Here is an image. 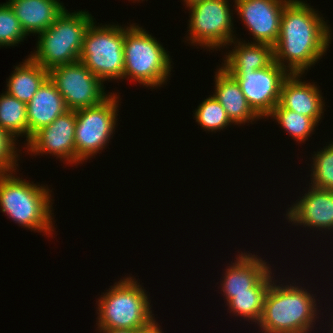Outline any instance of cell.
I'll use <instances>...</instances> for the list:
<instances>
[{
  "instance_id": "6da1fadb",
  "label": "cell",
  "mask_w": 333,
  "mask_h": 333,
  "mask_svg": "<svg viewBox=\"0 0 333 333\" xmlns=\"http://www.w3.org/2000/svg\"><path fill=\"white\" fill-rule=\"evenodd\" d=\"M323 19L304 1L290 0L285 5L273 47L275 62L289 74H304L326 53L332 33Z\"/></svg>"
},
{
  "instance_id": "7a4b0ae2",
  "label": "cell",
  "mask_w": 333,
  "mask_h": 333,
  "mask_svg": "<svg viewBox=\"0 0 333 333\" xmlns=\"http://www.w3.org/2000/svg\"><path fill=\"white\" fill-rule=\"evenodd\" d=\"M275 283L273 280L266 293L263 312L257 323L260 329L262 328V332L308 333L311 331L318 318L314 296L294 283L286 286L282 284L276 286Z\"/></svg>"
},
{
  "instance_id": "3957f363",
  "label": "cell",
  "mask_w": 333,
  "mask_h": 333,
  "mask_svg": "<svg viewBox=\"0 0 333 333\" xmlns=\"http://www.w3.org/2000/svg\"><path fill=\"white\" fill-rule=\"evenodd\" d=\"M39 186L12 172L0 173V208L20 226L52 235L51 190Z\"/></svg>"
},
{
  "instance_id": "277c9868",
  "label": "cell",
  "mask_w": 333,
  "mask_h": 333,
  "mask_svg": "<svg viewBox=\"0 0 333 333\" xmlns=\"http://www.w3.org/2000/svg\"><path fill=\"white\" fill-rule=\"evenodd\" d=\"M110 287L97 301L99 330L147 329L156 322L148 294L136 279L126 277Z\"/></svg>"
},
{
  "instance_id": "5b68a950",
  "label": "cell",
  "mask_w": 333,
  "mask_h": 333,
  "mask_svg": "<svg viewBox=\"0 0 333 333\" xmlns=\"http://www.w3.org/2000/svg\"><path fill=\"white\" fill-rule=\"evenodd\" d=\"M93 21L88 11L70 13L65 9L47 30L38 34L37 49L29 57L48 71L79 61L85 34Z\"/></svg>"
},
{
  "instance_id": "8992f818",
  "label": "cell",
  "mask_w": 333,
  "mask_h": 333,
  "mask_svg": "<svg viewBox=\"0 0 333 333\" xmlns=\"http://www.w3.org/2000/svg\"><path fill=\"white\" fill-rule=\"evenodd\" d=\"M124 74L146 87H160L171 72V59L168 52L139 25L124 27Z\"/></svg>"
},
{
  "instance_id": "52a82bcc",
  "label": "cell",
  "mask_w": 333,
  "mask_h": 333,
  "mask_svg": "<svg viewBox=\"0 0 333 333\" xmlns=\"http://www.w3.org/2000/svg\"><path fill=\"white\" fill-rule=\"evenodd\" d=\"M124 28L119 25L89 26L79 57L102 82L117 80L124 74Z\"/></svg>"
},
{
  "instance_id": "ba28073f",
  "label": "cell",
  "mask_w": 333,
  "mask_h": 333,
  "mask_svg": "<svg viewBox=\"0 0 333 333\" xmlns=\"http://www.w3.org/2000/svg\"><path fill=\"white\" fill-rule=\"evenodd\" d=\"M102 103L75 110V164L77 165L105 148L115 131L118 97L114 93Z\"/></svg>"
},
{
  "instance_id": "9c48e42d",
  "label": "cell",
  "mask_w": 333,
  "mask_h": 333,
  "mask_svg": "<svg viewBox=\"0 0 333 333\" xmlns=\"http://www.w3.org/2000/svg\"><path fill=\"white\" fill-rule=\"evenodd\" d=\"M228 0H204L190 6L189 37L192 44L216 49L235 39Z\"/></svg>"
},
{
  "instance_id": "30bf717a",
  "label": "cell",
  "mask_w": 333,
  "mask_h": 333,
  "mask_svg": "<svg viewBox=\"0 0 333 333\" xmlns=\"http://www.w3.org/2000/svg\"><path fill=\"white\" fill-rule=\"evenodd\" d=\"M48 77L64 98L68 110L96 106L110 96L105 93L103 82L81 61L52 68Z\"/></svg>"
},
{
  "instance_id": "8fae6325",
  "label": "cell",
  "mask_w": 333,
  "mask_h": 333,
  "mask_svg": "<svg viewBox=\"0 0 333 333\" xmlns=\"http://www.w3.org/2000/svg\"><path fill=\"white\" fill-rule=\"evenodd\" d=\"M227 73L236 79L248 104L260 118L269 117L279 103L282 84L289 76L275 61L255 71Z\"/></svg>"
},
{
  "instance_id": "7c38bea8",
  "label": "cell",
  "mask_w": 333,
  "mask_h": 333,
  "mask_svg": "<svg viewBox=\"0 0 333 333\" xmlns=\"http://www.w3.org/2000/svg\"><path fill=\"white\" fill-rule=\"evenodd\" d=\"M290 0H235L237 14L240 16L254 42L274 46L279 38L281 16Z\"/></svg>"
},
{
  "instance_id": "4fadbf2b",
  "label": "cell",
  "mask_w": 333,
  "mask_h": 333,
  "mask_svg": "<svg viewBox=\"0 0 333 333\" xmlns=\"http://www.w3.org/2000/svg\"><path fill=\"white\" fill-rule=\"evenodd\" d=\"M76 112L68 110L50 125L35 132L26 143L32 154H51L75 164Z\"/></svg>"
},
{
  "instance_id": "5bb4252c",
  "label": "cell",
  "mask_w": 333,
  "mask_h": 333,
  "mask_svg": "<svg viewBox=\"0 0 333 333\" xmlns=\"http://www.w3.org/2000/svg\"><path fill=\"white\" fill-rule=\"evenodd\" d=\"M310 187L297 203L291 205L286 219L297 226L329 231L333 229V191Z\"/></svg>"
},
{
  "instance_id": "9a60e30c",
  "label": "cell",
  "mask_w": 333,
  "mask_h": 333,
  "mask_svg": "<svg viewBox=\"0 0 333 333\" xmlns=\"http://www.w3.org/2000/svg\"><path fill=\"white\" fill-rule=\"evenodd\" d=\"M301 77V74H289L282 84L279 103L274 108H286L319 123L325 110L323 97L317 86L302 82Z\"/></svg>"
},
{
  "instance_id": "2e32d148",
  "label": "cell",
  "mask_w": 333,
  "mask_h": 333,
  "mask_svg": "<svg viewBox=\"0 0 333 333\" xmlns=\"http://www.w3.org/2000/svg\"><path fill=\"white\" fill-rule=\"evenodd\" d=\"M235 263L226 269L221 291L228 302L234 294L251 293L253 288L270 270L269 265L255 254H239Z\"/></svg>"
},
{
  "instance_id": "e0dca14e",
  "label": "cell",
  "mask_w": 333,
  "mask_h": 333,
  "mask_svg": "<svg viewBox=\"0 0 333 333\" xmlns=\"http://www.w3.org/2000/svg\"><path fill=\"white\" fill-rule=\"evenodd\" d=\"M28 117V141L39 129L50 125L68 111L64 98L49 77L26 105Z\"/></svg>"
},
{
  "instance_id": "ac0fdd59",
  "label": "cell",
  "mask_w": 333,
  "mask_h": 333,
  "mask_svg": "<svg viewBox=\"0 0 333 333\" xmlns=\"http://www.w3.org/2000/svg\"><path fill=\"white\" fill-rule=\"evenodd\" d=\"M60 0H9L6 3L13 10L26 33L39 34L47 30L65 10Z\"/></svg>"
},
{
  "instance_id": "d6986e66",
  "label": "cell",
  "mask_w": 333,
  "mask_h": 333,
  "mask_svg": "<svg viewBox=\"0 0 333 333\" xmlns=\"http://www.w3.org/2000/svg\"><path fill=\"white\" fill-rule=\"evenodd\" d=\"M214 97L220 102L232 123L241 125L260 117L253 111L234 77L219 67L215 75Z\"/></svg>"
},
{
  "instance_id": "ffe728a7",
  "label": "cell",
  "mask_w": 333,
  "mask_h": 333,
  "mask_svg": "<svg viewBox=\"0 0 333 333\" xmlns=\"http://www.w3.org/2000/svg\"><path fill=\"white\" fill-rule=\"evenodd\" d=\"M234 44L221 67L226 72H250L266 68L274 61V47L265 43L240 42L236 38L229 44ZM236 44V45H235Z\"/></svg>"
},
{
  "instance_id": "44dd1931",
  "label": "cell",
  "mask_w": 333,
  "mask_h": 333,
  "mask_svg": "<svg viewBox=\"0 0 333 333\" xmlns=\"http://www.w3.org/2000/svg\"><path fill=\"white\" fill-rule=\"evenodd\" d=\"M23 64L15 66V70L7 82L9 95L17 98L26 105L48 78V70L28 57Z\"/></svg>"
},
{
  "instance_id": "7402d4cb",
  "label": "cell",
  "mask_w": 333,
  "mask_h": 333,
  "mask_svg": "<svg viewBox=\"0 0 333 333\" xmlns=\"http://www.w3.org/2000/svg\"><path fill=\"white\" fill-rule=\"evenodd\" d=\"M270 270L253 288H251V293L234 294L227 302L228 310L230 308V313H234L235 316H242L243 318H248V321L258 323L264 306V300L266 293L272 283V278Z\"/></svg>"
},
{
  "instance_id": "603a6c76",
  "label": "cell",
  "mask_w": 333,
  "mask_h": 333,
  "mask_svg": "<svg viewBox=\"0 0 333 333\" xmlns=\"http://www.w3.org/2000/svg\"><path fill=\"white\" fill-rule=\"evenodd\" d=\"M0 128L14 140L24 135L28 142L26 104L6 92L0 95Z\"/></svg>"
},
{
  "instance_id": "cb8c5ba5",
  "label": "cell",
  "mask_w": 333,
  "mask_h": 333,
  "mask_svg": "<svg viewBox=\"0 0 333 333\" xmlns=\"http://www.w3.org/2000/svg\"><path fill=\"white\" fill-rule=\"evenodd\" d=\"M269 116L276 119L281 127L290 133L289 135L294 137V140L297 142L308 140V137L317 125L311 117L286 108H274Z\"/></svg>"
},
{
  "instance_id": "d4e9b609",
  "label": "cell",
  "mask_w": 333,
  "mask_h": 333,
  "mask_svg": "<svg viewBox=\"0 0 333 333\" xmlns=\"http://www.w3.org/2000/svg\"><path fill=\"white\" fill-rule=\"evenodd\" d=\"M194 114L196 122L203 129L211 132L223 130L232 123L223 106L213 95L203 100Z\"/></svg>"
},
{
  "instance_id": "484cf974",
  "label": "cell",
  "mask_w": 333,
  "mask_h": 333,
  "mask_svg": "<svg viewBox=\"0 0 333 333\" xmlns=\"http://www.w3.org/2000/svg\"><path fill=\"white\" fill-rule=\"evenodd\" d=\"M325 147L312 157L311 186L333 191V142Z\"/></svg>"
},
{
  "instance_id": "4316f807",
  "label": "cell",
  "mask_w": 333,
  "mask_h": 333,
  "mask_svg": "<svg viewBox=\"0 0 333 333\" xmlns=\"http://www.w3.org/2000/svg\"><path fill=\"white\" fill-rule=\"evenodd\" d=\"M26 36L10 6L7 3L0 4V47L15 46Z\"/></svg>"
},
{
  "instance_id": "83f0119b",
  "label": "cell",
  "mask_w": 333,
  "mask_h": 333,
  "mask_svg": "<svg viewBox=\"0 0 333 333\" xmlns=\"http://www.w3.org/2000/svg\"><path fill=\"white\" fill-rule=\"evenodd\" d=\"M15 141L0 128V173L16 172L18 153ZM15 168V169H14Z\"/></svg>"
},
{
  "instance_id": "f1b7e54d",
  "label": "cell",
  "mask_w": 333,
  "mask_h": 333,
  "mask_svg": "<svg viewBox=\"0 0 333 333\" xmlns=\"http://www.w3.org/2000/svg\"><path fill=\"white\" fill-rule=\"evenodd\" d=\"M144 329H109V330H99L103 333H139V331Z\"/></svg>"
},
{
  "instance_id": "f546056e",
  "label": "cell",
  "mask_w": 333,
  "mask_h": 333,
  "mask_svg": "<svg viewBox=\"0 0 333 333\" xmlns=\"http://www.w3.org/2000/svg\"><path fill=\"white\" fill-rule=\"evenodd\" d=\"M158 325V323L154 322L150 327L139 331V333H162V331L160 330V325L159 327Z\"/></svg>"
},
{
  "instance_id": "4dcf8cb0",
  "label": "cell",
  "mask_w": 333,
  "mask_h": 333,
  "mask_svg": "<svg viewBox=\"0 0 333 333\" xmlns=\"http://www.w3.org/2000/svg\"><path fill=\"white\" fill-rule=\"evenodd\" d=\"M202 1H204V0H184V2H186L185 4H187L186 7H190V6L194 5L195 3L202 2Z\"/></svg>"
}]
</instances>
